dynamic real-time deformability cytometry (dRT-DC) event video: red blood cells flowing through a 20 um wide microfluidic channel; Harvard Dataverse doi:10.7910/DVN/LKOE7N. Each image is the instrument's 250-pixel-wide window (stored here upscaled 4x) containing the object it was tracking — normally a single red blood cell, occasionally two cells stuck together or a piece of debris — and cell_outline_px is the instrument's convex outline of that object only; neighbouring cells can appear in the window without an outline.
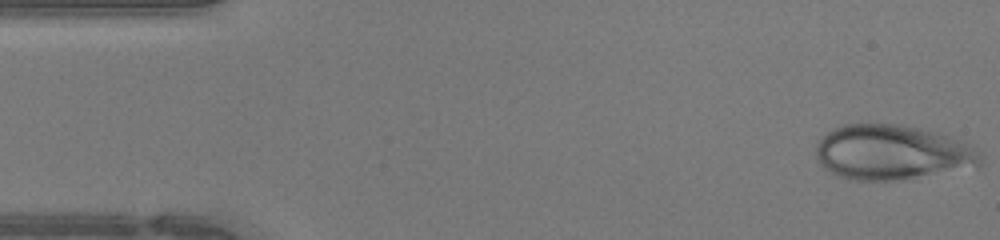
{"species": "human", "species_latin": "Homo sapiens", "temperature_condition": "warm", "stored_images_in_passage": 46, "camera_frame_rate_fps": 3000, "um_per_image_px": 0.085, "donor": {"sex": "female"}, "frame": {"image": 1, "passage_image": 1, "time_ms": 0.0, "image_size_px": [1000, 240], "cell_outline_px": [[984, 160], [976, 168], [904, 180], [848, 180], [836, 176], [824, 168], [816, 160], [816, 144], [832, 128], [840, 124], [900, 124], [920, 128], [952, 136], [972, 144], [980, 148], [984, 152]], "centroid_in_image_um": [75.93, 12.97], "position_along_channel_um": 9.1, "area_um2": 54.16}}
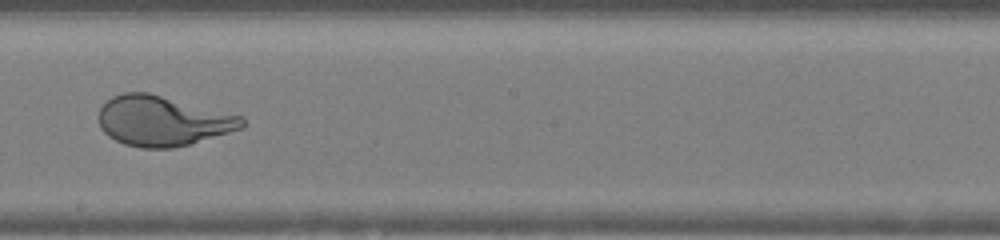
{"frame": {"image": 2, "passage_image": 25, "time_ms": 8.0, "image_size_px": [1000, 240], "cell_outline_px": [[244, 128], [188, 144], [172, 148], [140, 148], [124, 144], [108, 136], [100, 128], [96, 116], [100, 108], [112, 96], [124, 92], [148, 92], [244, 116]], "centroid_in_image_um": [13.8, 10.27], "position_along_channel_um": 234.4, "area_um2": 42.02}}
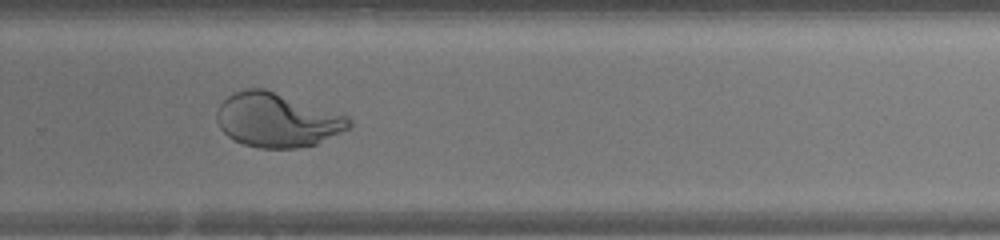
{"frame": {"image": 3, "passage_image": 30, "time_ms": 9.667, "image_size_px": [1000, 240], "cell_outline_px": [[352, 128], [316, 144], [296, 148], [260, 148], [244, 144], [228, 136], [220, 128], [216, 120], [216, 112], [220, 104], [232, 92], [244, 88], [264, 88], [348, 116], [352, 120]], "centroid_in_image_um": [23.56, 10.2], "position_along_channel_um": 306.2, "area_um2": 41.79}, "authors_computed_cell_mechanics": {"area_um2": 47.0781, "velocity_mm_per_s": 4.3287, "shape_relaxation_time_tau1_ms": 6.7185, "shape_relaxation_time_tau2_ms": null, "deformation_change_tau1": 0.296, "deformation_change_tau2": null}}